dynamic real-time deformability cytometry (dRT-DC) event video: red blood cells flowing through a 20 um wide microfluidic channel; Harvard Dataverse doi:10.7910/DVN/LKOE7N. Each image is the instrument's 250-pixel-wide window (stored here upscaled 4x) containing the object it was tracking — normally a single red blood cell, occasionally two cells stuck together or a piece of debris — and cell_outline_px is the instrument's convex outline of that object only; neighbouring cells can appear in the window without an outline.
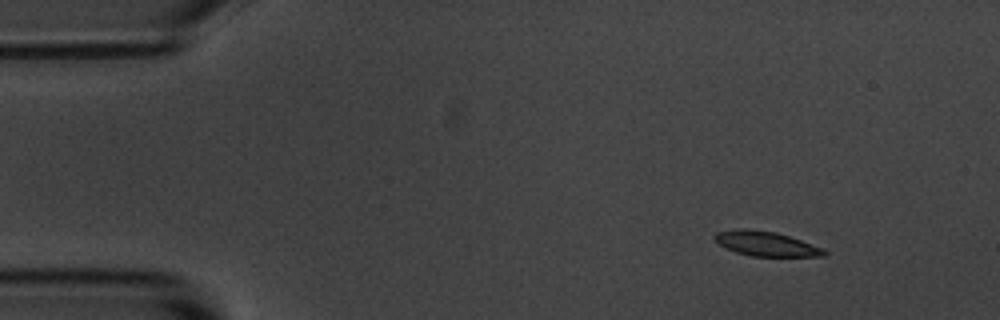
{"species": "common noctule bat (a hibernating species)", "species_latin": "Nyctalus noctula", "temperature_condition": "room temperature", "stored_images_in_passage": 9, "camera_frame_rate_fps": 3000, "um_per_image_px": 0.085, "animal": {"sex": "male", "body_mass_g": 20.1, "forearm_length_mm": 53.5}, "frame": {"image": 1, "passage_image": 1, "time_ms": 0.0, "image_size_px": [1000, 320], "cell_outline_px": [[828, 256], [752, 256], [736, 252], [720, 244], [712, 236], [716, 232], [736, 228], [748, 228], [776, 232], [800, 240], [820, 248], [828, 252]], "centroid_in_image_um": [65.07, 20.7], "position_along_channel_um": 19.9, "area_um2": 15.55}}
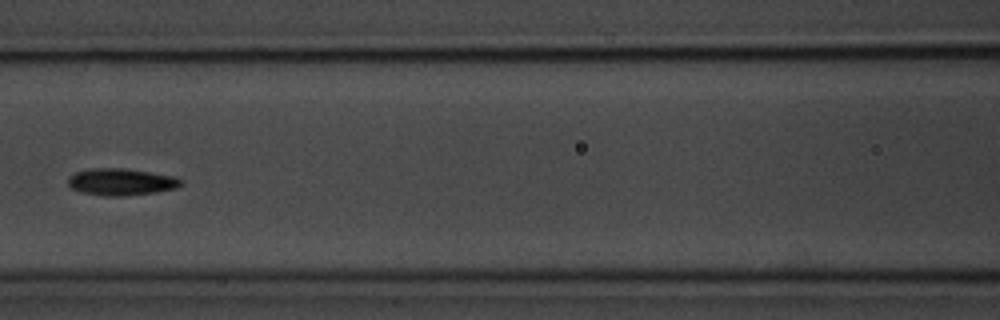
{"frame": {"image": 2, "passage_image": 6, "time_ms": 6.0, "image_size_px": [1000, 320], "cell_outline_px": [[180, 184], [176, 188], [156, 192], [120, 196], [104, 196], [84, 192], [72, 188], [68, 184], [68, 176], [76, 172], [88, 168], [120, 168], [148, 172], [172, 176], [180, 180]], "centroid_in_image_um": [10.23, 15.46], "position_along_channel_um": 156.4, "area_um2": 17.34}}
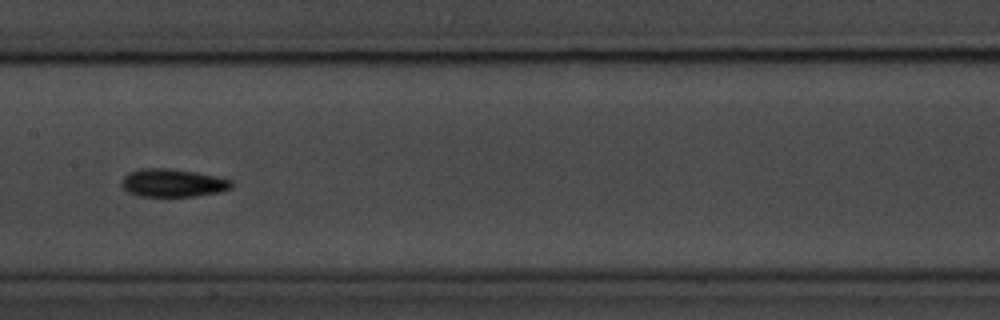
{"frame": {"image": 3, "passage_image": 7, "time_ms": 7.0, "image_size_px": [1000, 320], "cell_outline_px": [[232, 188], [220, 192], [196, 196], [140, 196], [128, 192], [120, 184], [124, 176], [128, 172], [140, 168], [168, 168], [196, 172], [216, 176], [232, 180]], "centroid_in_image_um": [14.68, 15.54], "position_along_channel_um": 192.7, "area_um2": 18.03}}